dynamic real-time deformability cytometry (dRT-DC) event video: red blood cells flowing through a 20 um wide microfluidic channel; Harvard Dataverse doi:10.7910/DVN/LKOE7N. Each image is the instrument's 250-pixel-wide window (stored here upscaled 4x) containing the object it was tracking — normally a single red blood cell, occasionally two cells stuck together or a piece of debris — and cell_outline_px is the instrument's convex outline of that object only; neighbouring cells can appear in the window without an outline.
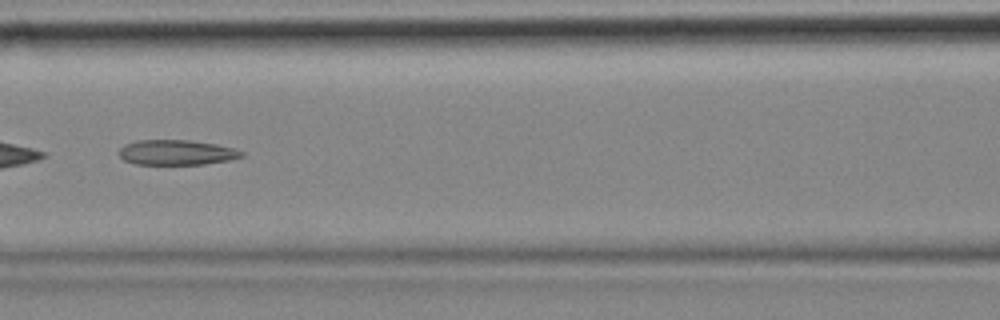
{"species": "common noctule bat (a hibernating species)", "species_latin": "Nyctalus noctula", "temperature_condition": "cold", "stored_images_in_passage": 12, "camera_frame_rate_fps": 3000, "um_per_image_px": 0.085, "animal": {"sex": "female", "body_mass_g": 18.4}, "frame": {"image": 1, "passage_image": 6, "time_ms": 1.667, "image_size_px": [1000, 320], "cell_outline_px": [[244, 156], [228, 160], [204, 164], [136, 164], [124, 160], [120, 156], [120, 148], [124, 144], [136, 140], [188, 140], [216, 144], [232, 148], [244, 152]], "centroid_in_image_um": [14.99, 12.95], "position_along_channel_um": 151.6, "area_um2": 17.8}}
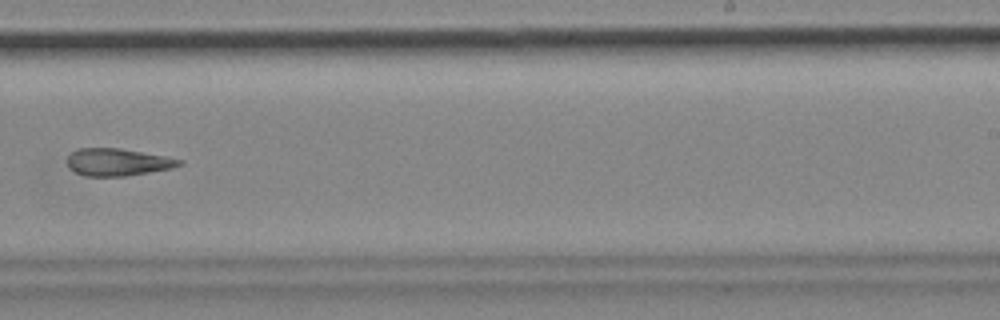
{"frame": {"image": 2, "passage_image": 9, "time_ms": 2.667, "image_size_px": [1000, 320], "cell_outline_px": [[184, 164], [172, 168], [124, 176], [84, 176], [68, 168], [68, 156], [76, 148], [120, 148], [164, 156], [184, 160]], "centroid_in_image_um": [9.99, 13.78], "position_along_channel_um": 279.0, "area_um2": 17.8}}